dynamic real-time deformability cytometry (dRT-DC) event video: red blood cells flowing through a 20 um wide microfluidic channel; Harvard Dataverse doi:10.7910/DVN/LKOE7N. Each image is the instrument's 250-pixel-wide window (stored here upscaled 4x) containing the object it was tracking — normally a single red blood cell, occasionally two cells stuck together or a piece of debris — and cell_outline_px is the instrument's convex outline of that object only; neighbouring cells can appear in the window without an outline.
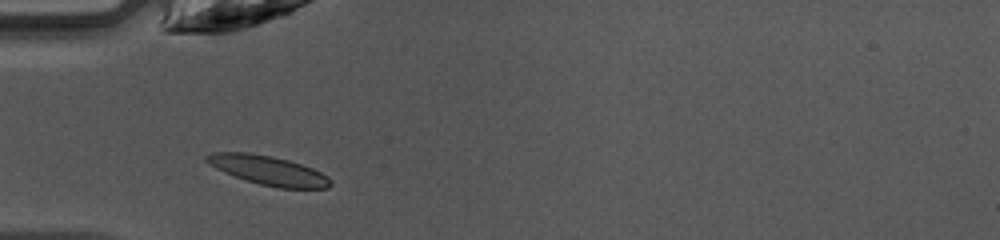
{"species": "common noctule bat (a hibernating species)", "species_latin": "Nyctalus noctula", "temperature_condition": "warm", "stored_images_in_passage": 11, "camera_frame_rate_fps": 3000, "um_per_image_px": 0.085, "animal": {"sex": "female", "body_mass_g": 10.0, "forearm_length_mm": 53.1}, "frame": {"image": 1, "passage_image": 4, "time_ms": 1.0, "image_size_px": [1000, 240], "cell_outline_px": [[332, 184], [328, 188], [276, 188], [260, 184], [224, 172], [216, 168], [204, 160], [204, 156], [212, 152], [248, 152], [272, 156], [288, 160], [312, 168], [328, 176], [332, 180]], "centroid_in_image_um": [22.81, 14.47], "position_along_channel_um": 62.2, "area_um2": 20.98}}
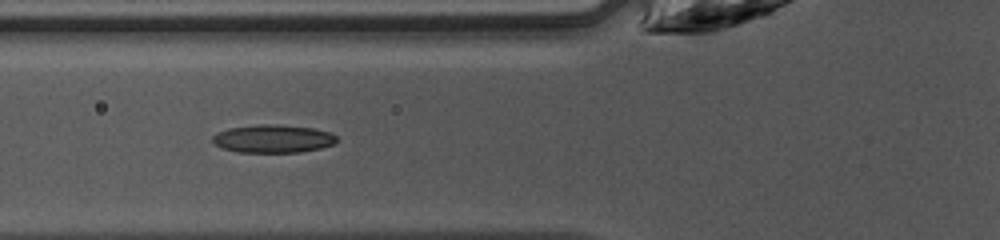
{"frame": {"image": 2, "passage_image": 7, "time_ms": 2.0, "image_size_px": [1000, 240], "cell_outline_px": [[336, 140], [332, 144], [320, 148], [300, 152], [236, 152], [224, 148], [216, 144], [212, 140], [212, 136], [216, 132], [228, 128], [260, 124], [276, 124], [312, 128], [332, 132], [336, 136]], "centroid_in_image_um": [23.19, 11.78], "position_along_channel_um": 102.6, "area_um2": 20.23}}